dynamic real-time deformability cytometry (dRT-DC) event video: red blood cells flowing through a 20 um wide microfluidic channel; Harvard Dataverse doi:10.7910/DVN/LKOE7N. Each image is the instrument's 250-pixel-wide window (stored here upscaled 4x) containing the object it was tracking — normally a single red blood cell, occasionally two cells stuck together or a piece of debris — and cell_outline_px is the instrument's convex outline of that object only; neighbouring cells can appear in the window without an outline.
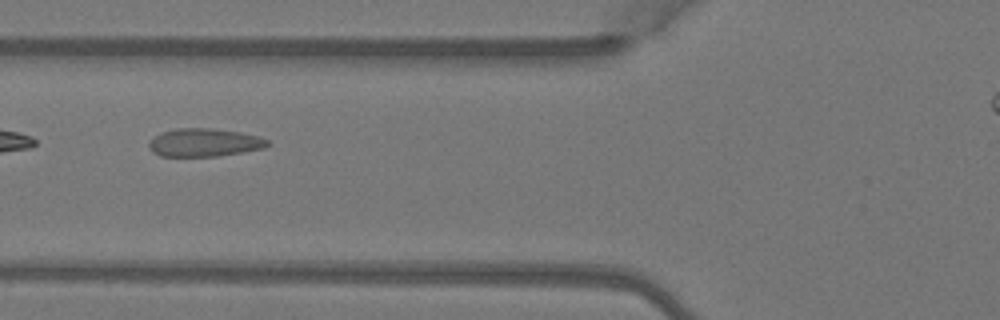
{"species": "Egyptian fruit bat (a non-hibernating species)", "species_latin": "Rousettus aegyptiacus", "temperature_condition": "warm", "stored_images_in_passage": 2, "camera_frame_rate_fps": 3000, "um_per_image_px": 0.085, "animal": {"sex": "female"}, "frame": {"image": 1, "passage_image": 2, "time_ms": 0.333, "image_size_px": [1000, 320], "cell_outline_px": [[268, 144], [264, 148], [244, 152], [216, 156], [160, 156], [152, 152], [148, 148], [148, 144], [160, 132], [176, 128], [208, 128], [240, 132], [260, 136], [268, 140]], "centroid_in_image_um": [17.36, 12.11], "position_along_channel_um": 108.4, "area_um2": 19.42}}